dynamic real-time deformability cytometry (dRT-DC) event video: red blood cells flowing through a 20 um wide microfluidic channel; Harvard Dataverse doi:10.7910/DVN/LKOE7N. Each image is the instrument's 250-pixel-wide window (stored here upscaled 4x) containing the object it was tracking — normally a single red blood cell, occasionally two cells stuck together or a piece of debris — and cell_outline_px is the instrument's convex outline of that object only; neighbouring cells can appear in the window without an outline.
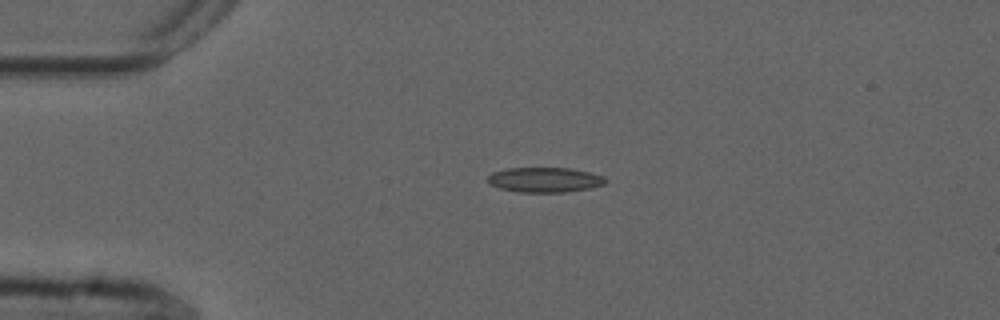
{"species": "common noctule bat (a hibernating species)", "species_latin": "Nyctalus noctula", "temperature_condition": "cold", "stored_images_in_passage": 22, "camera_frame_rate_fps": 3000, "um_per_image_px": 0.085, "animal": {"sex": "male", "forearm_length_mm": 52.5}, "frame": {"image": 1, "passage_image": 1, "time_ms": 0.0, "image_size_px": [1000, 320], "cell_outline_px": [[604, 184], [588, 188], [564, 192], [520, 192], [500, 188], [488, 184], [488, 176], [492, 172], [508, 168], [568, 168], [588, 172], [604, 176]], "centroid_in_image_um": [46.24, 15.28], "position_along_channel_um": 38.8, "area_um2": 16.88}}
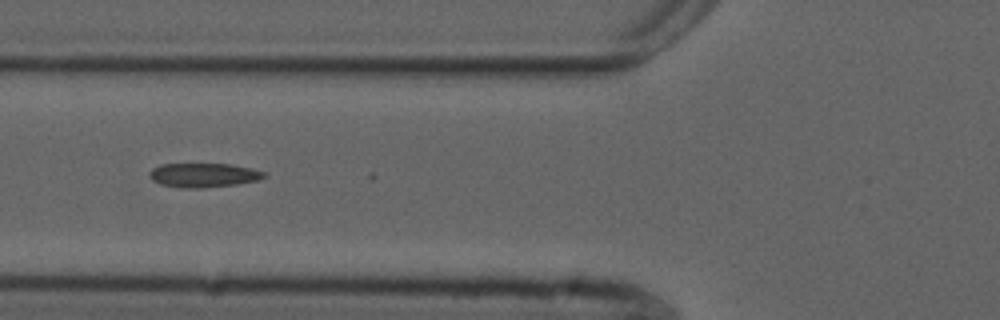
{"frame": {"image": 2, "passage_image": 9, "time_ms": 2.667, "image_size_px": [1000, 320], "cell_outline_px": [[268, 176], [256, 180], [236, 184], [200, 188], [184, 188], [160, 184], [152, 180], [148, 176], [148, 172], [152, 168], [160, 164], [232, 164], [252, 168], [264, 172]], "centroid_in_image_um": [17.27, 14.88], "position_along_channel_um": 108.5, "area_um2": 16.18}}
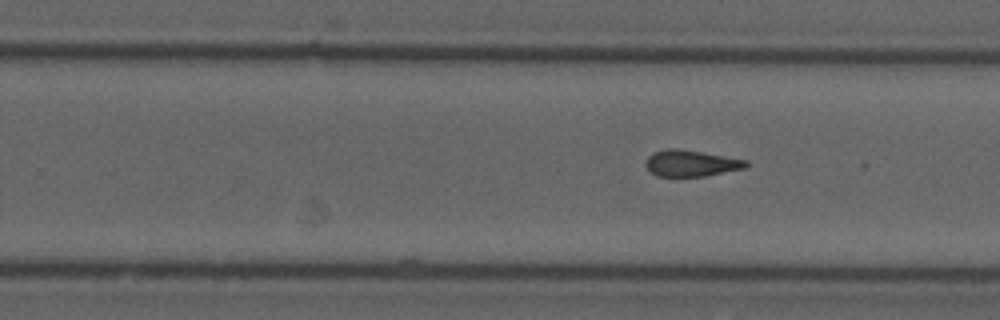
{"frame": {"image": 3, "passage_image": 22, "time_ms": 7.0, "image_size_px": [1000, 320], "cell_outline_px": [[748, 168], [704, 176], [656, 176], [644, 164], [648, 156], [652, 152], [668, 148], [676, 148], [748, 160]], "centroid_in_image_um": [58.74, 13.88], "position_along_channel_um": 271.1, "area_um2": 15.37}}